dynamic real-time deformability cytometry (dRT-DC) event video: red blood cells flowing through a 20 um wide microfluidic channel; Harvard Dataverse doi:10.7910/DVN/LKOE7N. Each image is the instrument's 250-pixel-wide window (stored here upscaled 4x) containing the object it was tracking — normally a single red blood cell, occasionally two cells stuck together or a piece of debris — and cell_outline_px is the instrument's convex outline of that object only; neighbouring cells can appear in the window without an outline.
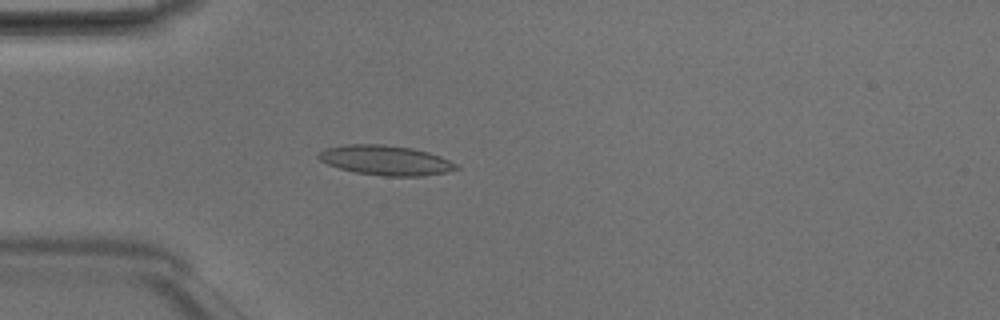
{"species": "Egyptian fruit bat (a non-hibernating species)", "species_latin": "Rousettus aegyptiacus", "temperature_condition": "room temperature", "stored_images_in_passage": 40, "camera_frame_rate_fps": 3000, "um_per_image_px": 0.085, "animal": {"sex": "male"}, "frame": {"image": 1, "passage_image": 5, "time_ms": 1.333, "image_size_px": [1000, 320], "cell_outline_px": [[460, 168], [448, 172], [424, 176], [384, 176], [356, 172], [340, 168], [328, 164], [320, 160], [316, 156], [320, 152], [328, 148], [344, 144], [384, 144], [412, 148], [428, 152], [440, 156], [456, 164]], "centroid_in_image_um": [32.8, 13.62], "position_along_channel_um": 52.2, "area_um2": 23.81}}
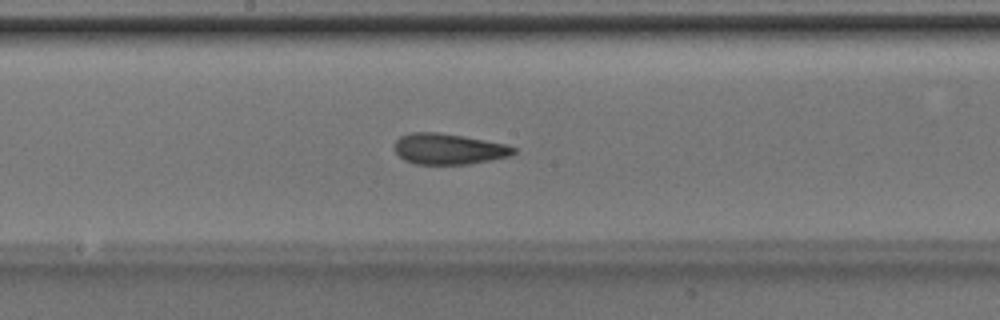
{"frame": {"image": 2, "passage_image": 17, "time_ms": 5.333, "image_size_px": [1000, 320], "cell_outline_px": [[516, 152], [508, 156], [468, 164], [412, 164], [404, 160], [392, 148], [396, 140], [400, 136], [412, 132], [440, 132], [464, 136], [504, 144], [516, 148]], "centroid_in_image_um": [38.06, 12.65], "position_along_channel_um": 210.1, "area_um2": 21.39}}
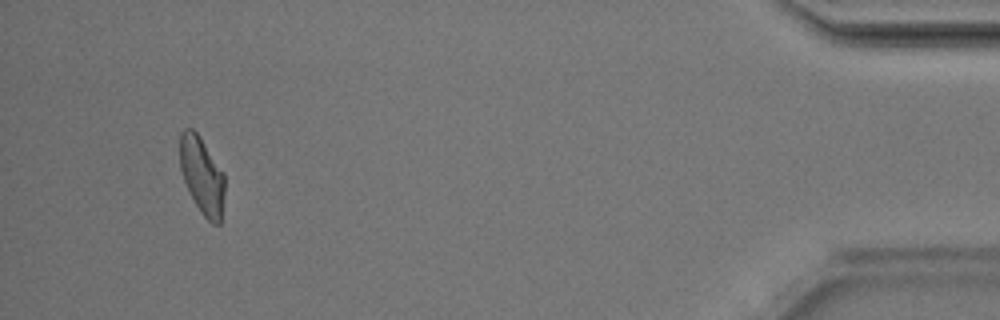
{"frame": {"image": 3, "passage_image": 37, "time_ms": 12.0, "image_size_px": [1000, 320], "cell_outline_px": [[224, 196], [220, 224], [212, 224], [200, 212], [184, 180], [180, 168], [180, 132], [184, 128], [192, 128], [200, 136], [224, 172]], "centroid_in_image_um": [17.18, 14.9], "position_along_channel_um": 418.0, "area_um2": 20.11}, "authors_computed_cell_mechanics": {"area_um2": 21.3571, "velocity_mm_per_s": 4.1829, "shape_relaxation_time_tau1_ms": 2.6284, "shape_relaxation_time_tau2_ms": 1.4267, "deformation_change_tau1": 0.1402, "deformation_change_tau2": 0.0999}}